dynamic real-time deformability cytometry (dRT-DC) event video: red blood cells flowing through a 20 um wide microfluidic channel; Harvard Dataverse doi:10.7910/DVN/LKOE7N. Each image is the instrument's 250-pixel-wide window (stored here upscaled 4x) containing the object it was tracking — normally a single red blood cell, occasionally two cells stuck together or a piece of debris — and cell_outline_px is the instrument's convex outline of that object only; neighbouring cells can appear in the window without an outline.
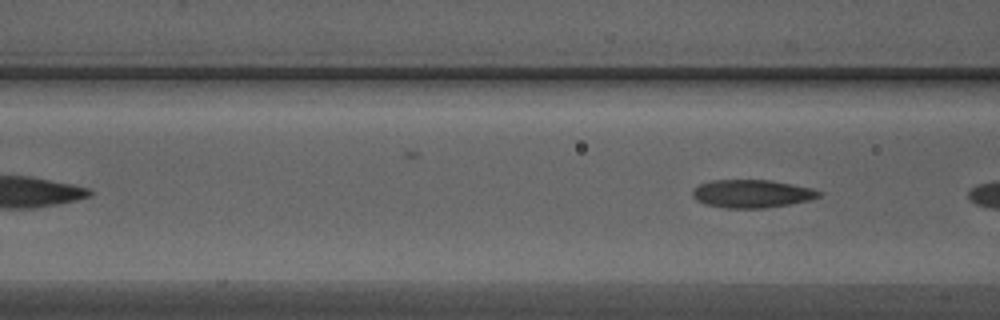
{"species": "Egyptian fruit bat (a non-hibernating species)", "species_latin": "Rousettus aegyptiacus", "temperature_condition": "warm", "stored_images_in_passage": 4, "camera_frame_rate_fps": 3000, "um_per_image_px": 0.085, "animal": {"sex": "male"}, "frame": {"image": 1, "passage_image": 4, "time_ms": 1.0, "image_size_px": [1000, 320], "cell_outline_px": [[820, 196], [808, 200], [788, 204], [764, 208], [728, 208], [704, 204], [696, 200], [692, 196], [692, 188], [700, 184], [712, 180], [772, 180], [812, 188], [820, 192]], "centroid_in_image_um": [63.86, 16.46], "position_along_channel_um": 102.7, "area_um2": 20.58}}